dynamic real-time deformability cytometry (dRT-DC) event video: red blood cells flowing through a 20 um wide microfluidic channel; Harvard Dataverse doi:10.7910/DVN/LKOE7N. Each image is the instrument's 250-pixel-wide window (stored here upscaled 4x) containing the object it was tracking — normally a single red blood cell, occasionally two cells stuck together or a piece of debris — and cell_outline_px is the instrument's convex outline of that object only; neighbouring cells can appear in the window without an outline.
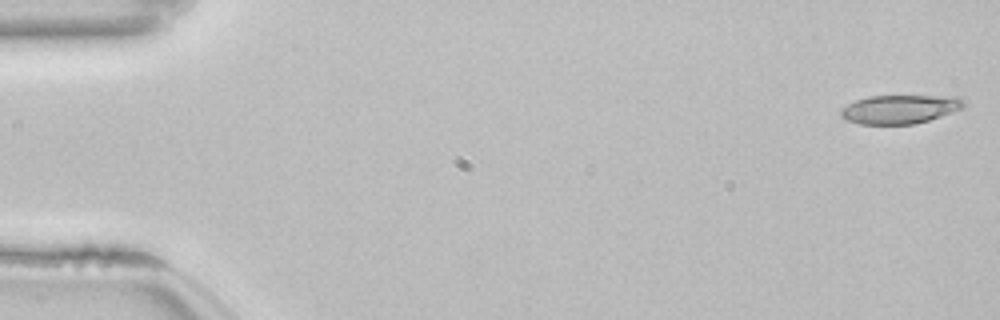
{"species": "common noctule bat (a hibernating species)", "species_latin": "Nyctalus noctula", "temperature_condition": "room temperature", "stored_images_in_passage": 51, "camera_frame_rate_fps": 3000, "um_per_image_px": 0.085, "animal": {"sex": "female", "body_mass_g": 22.7, "forearm_length_mm": 54.2}, "frame": {"image": 1, "passage_image": 1, "time_ms": 0.0, "image_size_px": [1000, 320], "cell_outline_px": [[964, 108], [928, 120], [912, 124], [860, 124], [848, 120], [840, 116], [840, 112], [848, 104], [856, 100], [868, 96], [960, 96], [964, 100]], "centroid_in_image_um": [76.51, 9.27], "position_along_channel_um": 8.5, "area_um2": 20.46}}
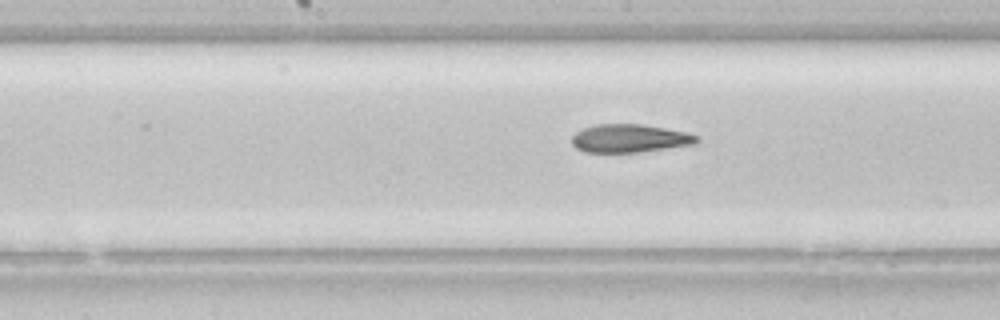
{"frame": {"image": 2, "passage_image": 27, "time_ms": 8.667, "image_size_px": [1000, 320], "cell_outline_px": [[700, 140], [696, 144], [640, 152], [584, 152], [576, 148], [572, 144], [572, 136], [576, 132], [584, 128], [596, 124], [644, 124], [688, 132], [700, 136]], "centroid_in_image_um": [53.57, 11.76], "position_along_channel_um": 194.6, "area_um2": 20.75}}
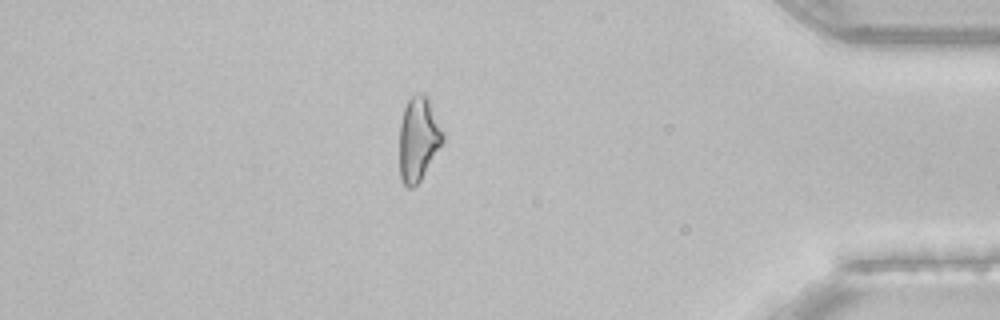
{"frame": {"image": 3, "passage_image": 46, "time_ms": 15.0, "image_size_px": [1000, 320], "cell_outline_px": [[444, 140], [420, 180], [412, 188], [408, 188], [404, 184], [400, 176], [400, 124], [404, 108], [408, 100], [412, 96], [420, 92], [424, 92], [428, 96], [444, 132]], "centroid_in_image_um": [35.57, 11.76], "position_along_channel_um": 399.6, "area_um2": 21.21}}